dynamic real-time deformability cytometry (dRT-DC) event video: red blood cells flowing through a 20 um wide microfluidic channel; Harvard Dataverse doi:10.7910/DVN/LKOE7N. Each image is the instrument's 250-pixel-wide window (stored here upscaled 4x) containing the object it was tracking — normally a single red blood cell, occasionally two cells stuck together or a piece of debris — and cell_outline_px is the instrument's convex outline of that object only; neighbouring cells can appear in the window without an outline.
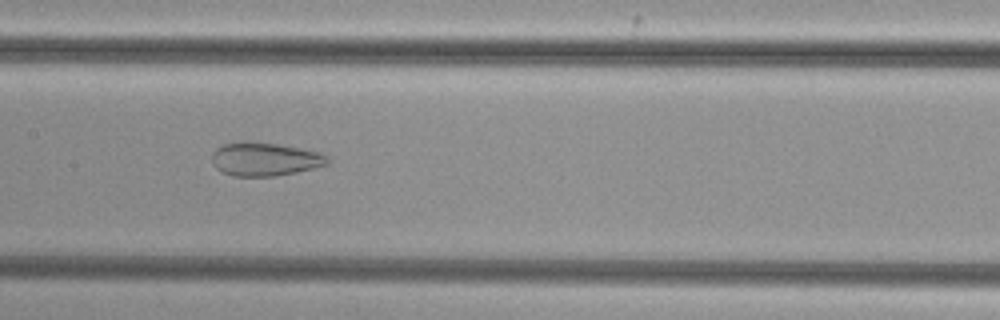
{"species": "common noctule bat (a hibernating species)", "species_latin": "Nyctalus noctula", "temperature_condition": "cold", "stored_images_in_passage": 49, "camera_frame_rate_fps": 3000, "um_per_image_px": 0.085, "animal": {"sex": "female", "body_mass_g": 29.2, "forearm_length_mm": 56.3}, "frame": {"image": 1, "passage_image": 26, "time_ms": 8.333, "image_size_px": [1000, 320], "cell_outline_px": [[328, 164], [296, 172], [276, 176], [232, 176], [220, 172], [216, 168], [212, 160], [212, 152], [216, 148], [224, 144], [276, 144], [300, 148], [320, 152], [328, 156]], "centroid_in_image_um": [22.52, 13.57], "position_along_channel_um": 184.9, "area_um2": 21.91}}
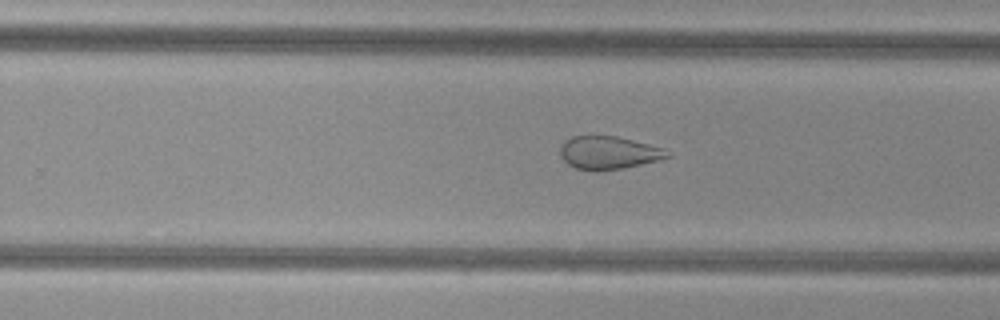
{"frame": {"image": 2, "passage_image": 33, "time_ms": 10.667, "image_size_px": [1000, 320], "cell_outline_px": [[672, 156], [660, 160], [624, 168], [600, 172], [592, 172], [576, 168], [568, 164], [560, 156], [560, 144], [564, 140], [572, 136], [616, 136], [664, 148], [672, 152]], "centroid_in_image_um": [51.73, 13.0], "position_along_channel_um": 278.1, "area_um2": 21.04}}
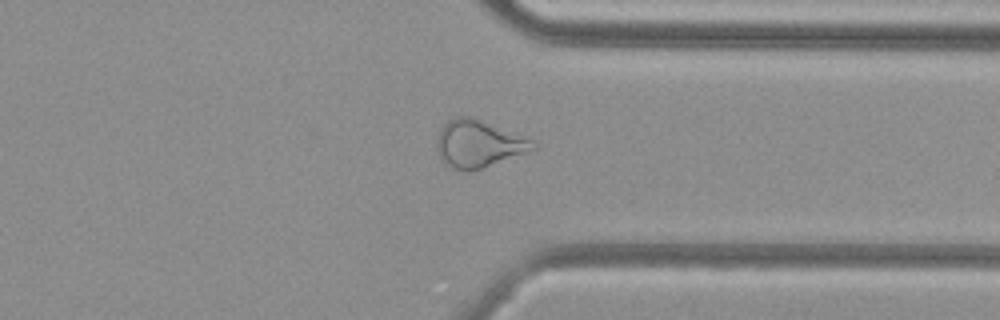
{"frame": {"image": 3, "passage_image": 40, "time_ms": 13.0, "image_size_px": [1000, 320], "cell_outline_px": [[536, 148], [480, 168], [464, 172], [444, 164], [436, 148], [436, 140], [440, 128], [448, 120], [456, 116], [468, 116], [532, 140], [536, 144]], "centroid_in_image_um": [40.58, 12.22], "position_along_channel_um": 370.8, "area_um2": 25.66}}